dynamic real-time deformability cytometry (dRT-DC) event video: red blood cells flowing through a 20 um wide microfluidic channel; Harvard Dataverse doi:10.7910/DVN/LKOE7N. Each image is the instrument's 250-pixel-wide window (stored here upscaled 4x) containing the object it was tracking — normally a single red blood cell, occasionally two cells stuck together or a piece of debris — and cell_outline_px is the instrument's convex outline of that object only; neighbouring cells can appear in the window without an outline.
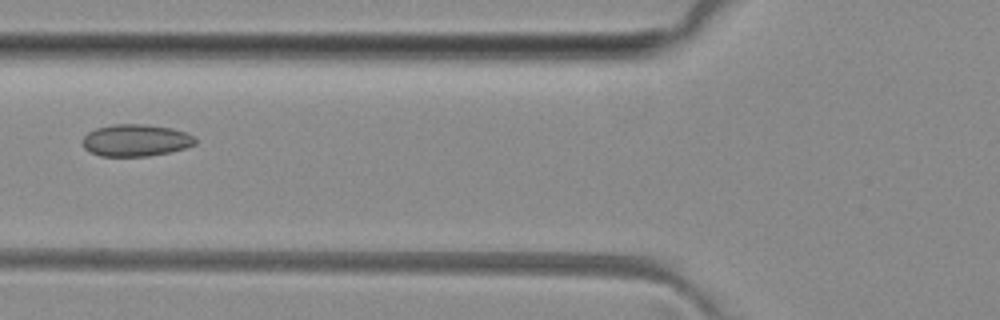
{"species": "common noctule bat (a hibernating species)", "species_latin": "Nyctalus noctula", "temperature_condition": "room temperature", "stored_images_in_passage": 3, "camera_frame_rate_fps": 3000, "um_per_image_px": 0.085, "animal": {"sex": "female", "body_mass_g": 29.2, "forearm_length_mm": 56.3}, "frame": {"image": 1, "passage_image": 3, "time_ms": 2.333, "image_size_px": [1000, 320], "cell_outline_px": [[196, 144], [184, 148], [168, 152], [148, 156], [100, 156], [84, 148], [84, 136], [88, 132], [96, 128], [112, 124], [144, 124], [172, 128], [184, 132], [192, 136], [196, 140]], "centroid_in_image_um": [11.53, 11.92], "position_along_channel_um": 114.3, "area_um2": 20.81}}